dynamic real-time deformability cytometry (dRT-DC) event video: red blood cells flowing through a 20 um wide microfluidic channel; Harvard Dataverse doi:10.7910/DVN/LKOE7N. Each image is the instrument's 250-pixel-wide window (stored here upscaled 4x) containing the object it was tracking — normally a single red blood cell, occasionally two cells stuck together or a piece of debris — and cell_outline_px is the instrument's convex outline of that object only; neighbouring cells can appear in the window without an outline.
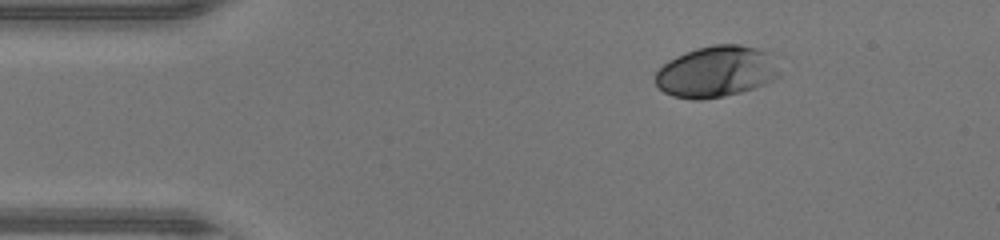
{"species": "human", "species_latin": "Homo sapiens", "temperature_condition": "warm", "stored_images_in_passage": 41, "camera_frame_rate_fps": 3000, "um_per_image_px": 0.085, "donor": {"sex": "male"}, "frame": {"image": 1, "passage_image": 1, "time_ms": 0.0, "image_size_px": [1000, 240], "cell_outline_px": [[780, 76], [764, 84], [740, 92], [724, 96], [700, 100], [696, 100], [672, 96], [664, 92], [656, 84], [656, 72], [668, 60], [676, 56], [696, 48], [716, 44], [740, 44], [756, 48], [768, 52], [780, 72]], "centroid_in_image_um": [60.87, 6.09], "position_along_channel_um": 24.1, "area_um2": 36.88}}
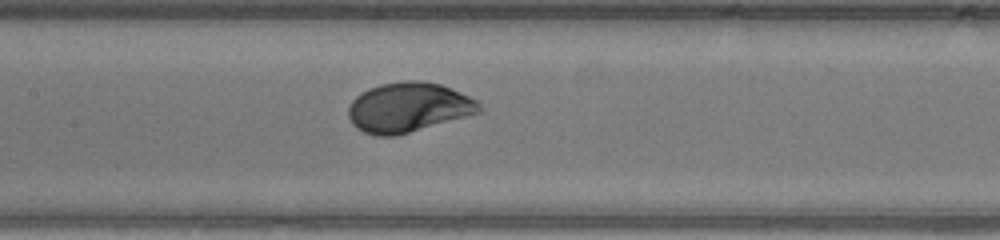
{"frame": {"image": 2, "passage_image": 16, "time_ms": 5.0, "image_size_px": [1000, 240], "cell_outline_px": [[484, 108], [480, 112], [396, 136], [376, 136], [364, 132], [356, 128], [352, 124], [348, 116], [348, 108], [352, 100], [356, 96], [368, 88], [380, 84], [404, 80], [424, 80], [440, 84], [460, 92], [476, 100]], "centroid_in_image_um": [34.69, 9.12], "position_along_channel_um": 172.7, "area_um2": 37.97}}
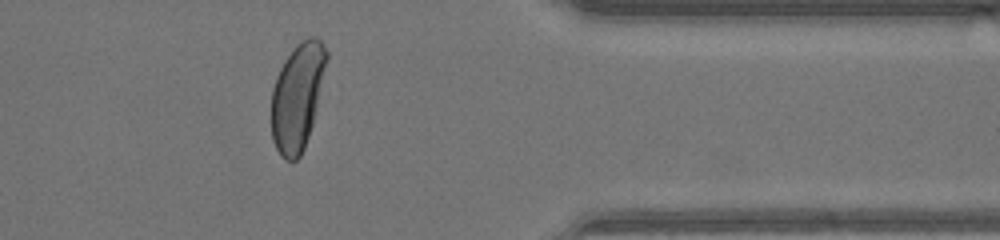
{"frame": {"image": 3, "passage_image": 32, "time_ms": 10.333, "image_size_px": [1000, 240], "cell_outline_px": [[328, 60], [312, 124], [304, 148], [300, 156], [296, 160], [284, 160], [280, 156], [272, 140], [272, 88], [276, 76], [284, 60], [292, 48], [296, 44], [308, 36], [316, 36], [324, 44], [328, 52]], "centroid_in_image_um": [25.28, 8.17], "position_along_channel_um": 386.1, "area_um2": 34.45}, "authors_computed_cell_mechanics": {"area_um2": 37.0498, "velocity_mm_per_s": 4.3613, "shape_relaxation_time_tau1_ms": 2.5888, "shape_relaxation_time_tau2_ms": null, "deformation_change_tau1": 0.1771, "deformation_change_tau2": null}}